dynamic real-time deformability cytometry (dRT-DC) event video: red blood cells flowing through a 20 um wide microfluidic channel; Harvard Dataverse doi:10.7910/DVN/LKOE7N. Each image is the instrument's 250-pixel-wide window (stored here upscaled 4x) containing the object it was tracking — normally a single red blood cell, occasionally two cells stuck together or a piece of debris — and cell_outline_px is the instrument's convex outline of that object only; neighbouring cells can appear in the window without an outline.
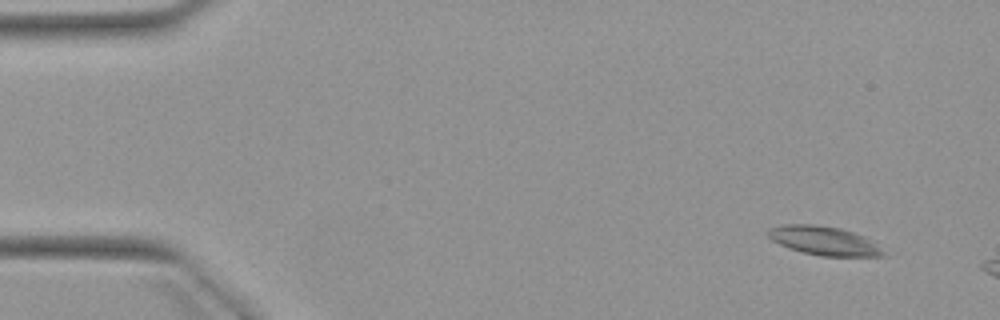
{"species": "Egyptian fruit bat (a non-hibernating species)", "species_latin": "Rousettus aegyptiacus", "temperature_condition": "warm", "stored_images_in_passage": 4, "camera_frame_rate_fps": 3000, "um_per_image_px": 0.085, "animal": {"sex": "female"}, "frame": {"image": 1, "passage_image": 2, "time_ms": 1.333, "image_size_px": [1000, 320], "cell_outline_px": [[884, 256], [820, 256], [788, 248], [772, 240], [768, 236], [768, 228], [784, 224], [812, 224], [840, 228], [864, 236], [880, 248], [884, 252]], "centroid_in_image_um": [69.99, 20.45], "position_along_channel_um": 15.0, "area_um2": 19.13}}